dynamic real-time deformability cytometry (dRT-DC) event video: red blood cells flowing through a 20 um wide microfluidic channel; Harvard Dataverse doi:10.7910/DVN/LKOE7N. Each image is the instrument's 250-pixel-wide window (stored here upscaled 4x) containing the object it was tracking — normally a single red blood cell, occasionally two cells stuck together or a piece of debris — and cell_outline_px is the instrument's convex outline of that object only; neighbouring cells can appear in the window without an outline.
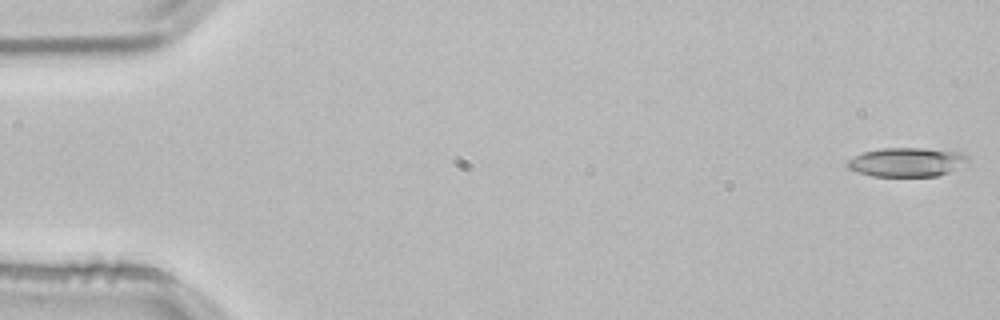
{"species": "common noctule bat (a hibernating species)", "species_latin": "Nyctalus noctula", "temperature_condition": "room temperature", "stored_images_in_passage": 53, "camera_frame_rate_fps": 3000, "um_per_image_px": 0.085, "animal": {"sex": "male", "body_mass_g": 21.5, "forearm_length_mm": 52.0}, "frame": {"image": 1, "passage_image": 1, "time_ms": 0.0, "image_size_px": [1000, 320], "cell_outline_px": [[968, 164], [948, 172], [936, 176], [872, 176], [856, 172], [848, 168], [848, 160], [852, 156], [864, 152], [880, 148], [924, 148], [960, 152], [968, 156]], "centroid_in_image_um": [77.08, 13.78], "position_along_channel_um": 7.9, "area_um2": 20.46}}
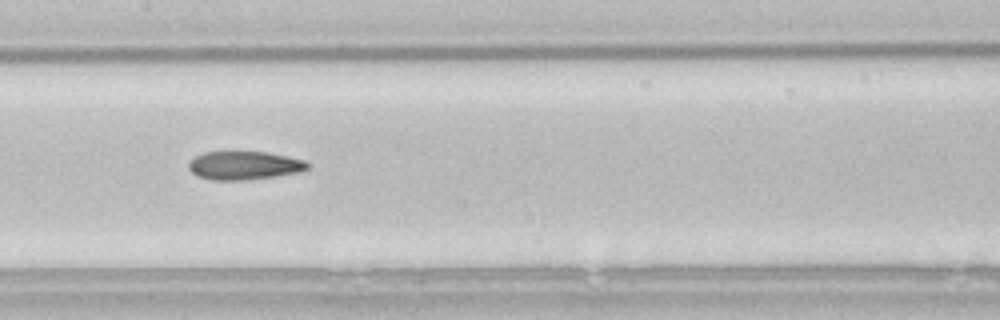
{"frame": {"image": 2, "passage_image": 26, "time_ms": 8.333, "image_size_px": [1000, 320], "cell_outline_px": [[308, 168], [300, 172], [244, 180], [212, 180], [196, 176], [188, 168], [188, 160], [204, 152], [268, 152], [288, 156], [304, 160], [308, 164]], "centroid_in_image_um": [20.71, 14.06], "position_along_channel_um": 186.7, "area_um2": 19.65}}
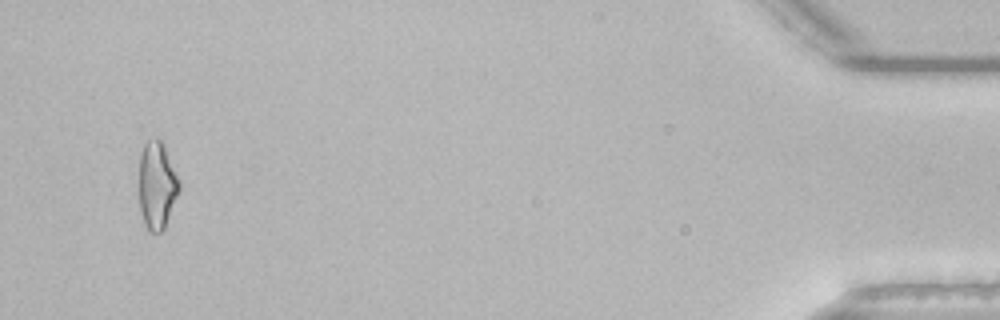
{"frame": {"image": 3, "passage_image": 51, "time_ms": 16.667, "image_size_px": [1000, 320], "cell_outline_px": [[180, 188], [164, 228], [160, 232], [148, 232], [144, 224], [140, 212], [140, 152], [144, 144], [148, 140], [160, 140], [164, 144], [180, 180]], "centroid_in_image_um": [13.34, 15.76], "position_along_channel_um": 421.9, "area_um2": 20.35}, "authors_computed_cell_mechanics": {"area_um2": 20.1144, "velocity_mm_per_s": 3.8321, "shape_relaxation_time_tau1_ms": null, "shape_relaxation_time_tau2_ms": 4.0617, "deformation_change_tau1": null, "deformation_change_tau2": 0.1331}}